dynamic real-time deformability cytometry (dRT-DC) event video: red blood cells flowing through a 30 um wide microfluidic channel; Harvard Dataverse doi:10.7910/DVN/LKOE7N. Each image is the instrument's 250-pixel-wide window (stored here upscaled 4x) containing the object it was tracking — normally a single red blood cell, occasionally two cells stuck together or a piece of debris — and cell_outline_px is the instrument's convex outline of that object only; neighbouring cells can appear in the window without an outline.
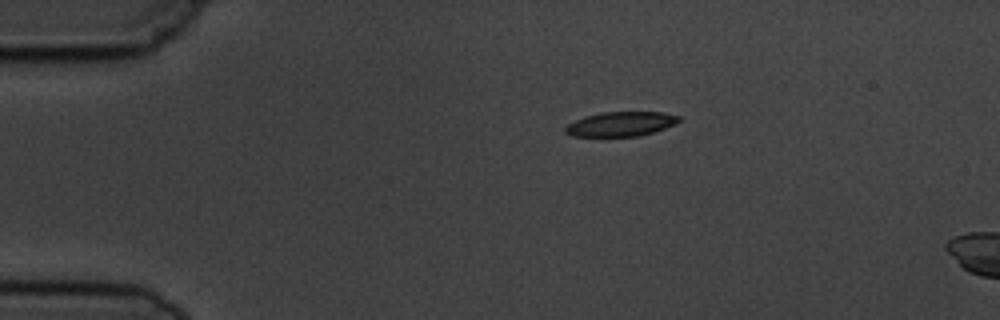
{"species": "common noctule bat (a hibernating species)", "species_latin": "Nyctalus noctula", "temperature_condition": "cold", "stored_images_in_passage": 3, "camera_frame_rate_fps": 3000, "um_per_image_px": 0.085, "animal": {"sex": "male", "body_mass_g": 19.5, "forearm_length_mm": 54.6}, "frame": {"image": 1, "passage_image": 1, "time_ms": 0.0, "image_size_px": [1000, 320], "cell_outline_px": [[680, 120], [676, 124], [640, 136], [572, 136], [564, 132], [564, 128], [568, 124], [584, 116], [604, 112], [664, 112], [680, 116]], "centroid_in_image_um": [52.77, 10.53], "position_along_channel_um": 32.2, "area_um2": 16.18}}